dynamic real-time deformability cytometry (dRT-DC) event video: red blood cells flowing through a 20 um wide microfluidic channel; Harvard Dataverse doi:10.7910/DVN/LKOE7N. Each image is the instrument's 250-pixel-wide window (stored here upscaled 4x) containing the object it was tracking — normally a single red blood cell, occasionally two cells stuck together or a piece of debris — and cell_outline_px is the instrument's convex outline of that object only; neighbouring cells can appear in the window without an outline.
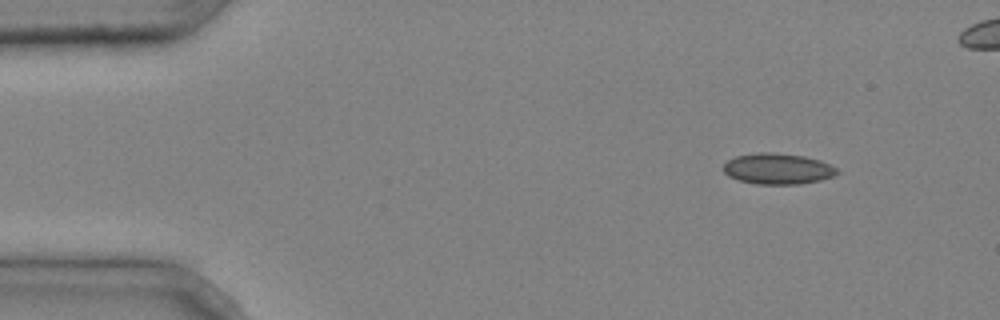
{"species": "common noctule bat (a hibernating species)", "species_latin": "Nyctalus noctula", "temperature_condition": "cold", "stored_images_in_passage": 5, "camera_frame_rate_fps": 3000, "um_per_image_px": 0.085, "animal": {"sex": "male", "body_mass_g": 20.4}, "frame": {"image": 1, "passage_image": 1, "time_ms": 0.0, "image_size_px": [1000, 320], "cell_outline_px": [[840, 172], [832, 176], [820, 180], [800, 184], [756, 184], [740, 180], [728, 176], [724, 172], [724, 164], [728, 160], [736, 156], [756, 152], [776, 152], [804, 156], [820, 160], [836, 168]], "centroid_in_image_um": [66.1, 14.34], "position_along_channel_um": 18.9, "area_um2": 20.46}}